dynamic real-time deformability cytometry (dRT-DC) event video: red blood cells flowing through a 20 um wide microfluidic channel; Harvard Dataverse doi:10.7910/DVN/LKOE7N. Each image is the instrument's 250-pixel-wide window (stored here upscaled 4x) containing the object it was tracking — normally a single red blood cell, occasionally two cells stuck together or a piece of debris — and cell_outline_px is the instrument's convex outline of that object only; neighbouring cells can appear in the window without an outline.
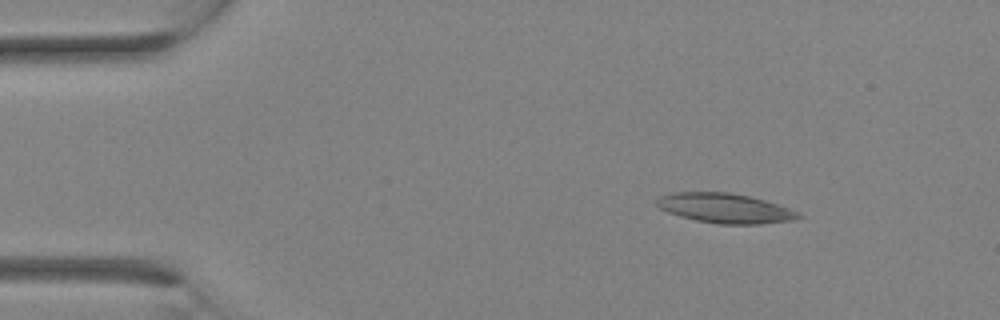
{"species": "Egyptian fruit bat (a non-hibernating species)", "species_latin": "Rousettus aegyptiacus", "temperature_condition": "room temperature", "stored_images_in_passage": 2, "camera_frame_rate_fps": 3000, "um_per_image_px": 0.085, "animal": {"sex": "female"}, "frame": {"image": 1, "passage_image": 1, "time_ms": 0.0, "image_size_px": [1000, 320], "cell_outline_px": [[804, 216], [796, 220], [760, 224], [720, 224], [696, 220], [680, 216], [668, 212], [660, 208], [656, 204], [656, 200], [660, 196], [672, 192], [728, 192], [748, 196], [764, 200], [788, 208]], "centroid_in_image_um": [61.62, 17.7], "position_along_channel_um": 23.4, "area_um2": 24.39}}